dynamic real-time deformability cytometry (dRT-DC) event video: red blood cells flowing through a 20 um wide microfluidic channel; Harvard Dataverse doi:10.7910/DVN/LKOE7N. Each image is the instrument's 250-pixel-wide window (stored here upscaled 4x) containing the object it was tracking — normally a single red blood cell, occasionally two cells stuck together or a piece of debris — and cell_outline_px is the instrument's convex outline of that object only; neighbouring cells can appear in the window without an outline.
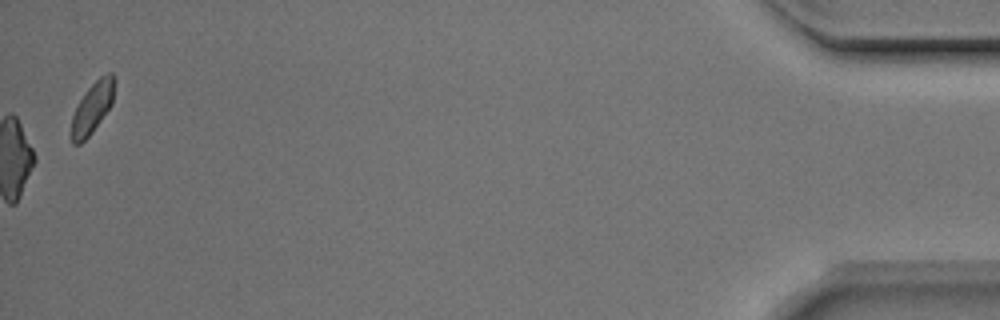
{"species": "Egyptian fruit bat (a non-hibernating species)", "species_latin": "Rousettus aegyptiacus", "temperature_condition": "room temperature", "stored_images_in_passage": 37, "camera_frame_rate_fps": 3000, "um_per_image_px": 0.085, "animal": {"sex": "male"}, "frame": {"image": 1, "passage_image": 37, "time_ms": 12.0, "image_size_px": [1000, 320], "cell_outline_px": [[116, 80], [112, 104], [92, 132], [80, 144], [72, 144], [72, 116], [84, 92], [100, 76], [108, 72], [112, 72], [116, 76]], "centroid_in_image_um": [7.89, 9.09], "position_along_channel_um": 427.3, "area_um2": 12.77}, "authors_computed_cell_mechanics": {"area_um2": 20.9236, "velocity_mm_per_s": 3.9892, "shape_relaxation_time_tau1_ms": 6.3228, "shape_relaxation_time_tau2_ms": 3.2691, "deformation_change_tau1": 0.1705, "deformation_change_tau2": 0.1088}}